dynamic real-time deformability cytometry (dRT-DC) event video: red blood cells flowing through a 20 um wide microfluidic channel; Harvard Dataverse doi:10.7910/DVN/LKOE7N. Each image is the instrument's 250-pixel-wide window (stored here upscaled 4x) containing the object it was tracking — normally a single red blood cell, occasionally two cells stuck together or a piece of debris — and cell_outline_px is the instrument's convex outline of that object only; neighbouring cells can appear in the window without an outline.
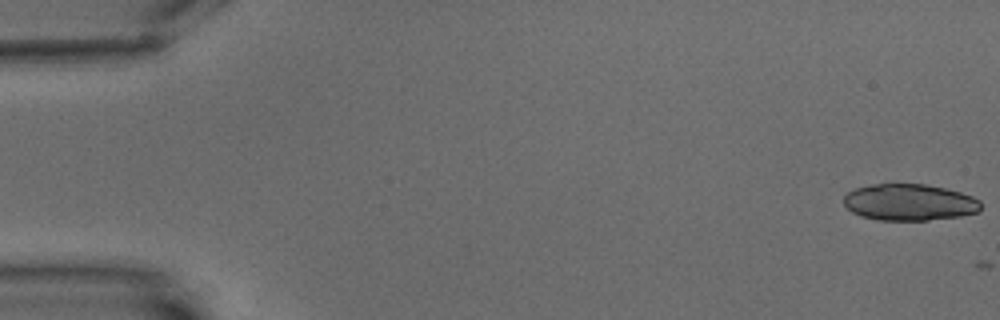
{"species": "common noctule bat (a hibernating species)", "species_latin": "Nyctalus noctula", "temperature_condition": "warm", "stored_images_in_passage": 3, "camera_frame_rate_fps": 3000, "um_per_image_px": 0.085, "animal": {"sex": "male", "body_mass_g": 15.6}, "frame": {"image": 1, "passage_image": 1, "time_ms": 0.0, "image_size_px": [1000, 320], "cell_outline_px": [[980, 212], [960, 216], [928, 220], [876, 220], [860, 216], [852, 212], [844, 204], [844, 196], [848, 192], [856, 188], [872, 184], [924, 184], [944, 188], [960, 192], [972, 196], [980, 200]], "centroid_in_image_um": [77.3, 17.2], "position_along_channel_um": 7.7, "area_um2": 29.25}}